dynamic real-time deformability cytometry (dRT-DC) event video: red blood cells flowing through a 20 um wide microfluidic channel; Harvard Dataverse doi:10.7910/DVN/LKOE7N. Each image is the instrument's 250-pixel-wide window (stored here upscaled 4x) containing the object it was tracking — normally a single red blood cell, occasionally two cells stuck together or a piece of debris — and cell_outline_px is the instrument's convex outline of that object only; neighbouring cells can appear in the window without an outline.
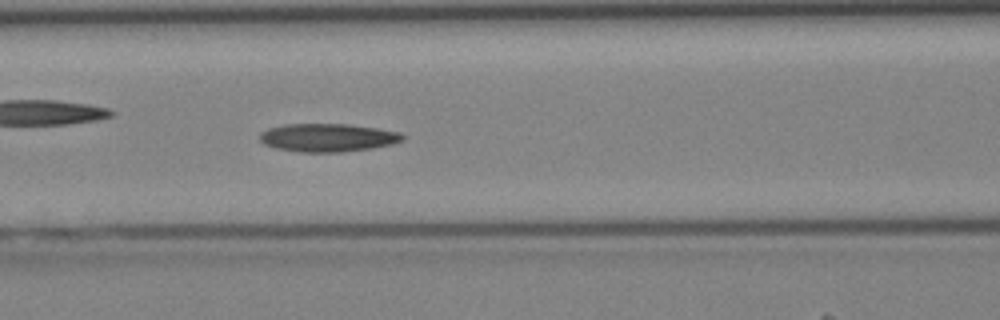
{"species": "Egyptian fruit bat (a non-hibernating species)", "species_latin": "Rousettus aegyptiacus", "temperature_condition": "cold", "stored_images_in_passage": 24, "camera_frame_rate_fps": 3000, "um_per_image_px": 0.085, "animal": {"sex": "female"}, "frame": {"image": 1, "passage_image": 7, "time_ms": 2.0, "image_size_px": [1000, 320], "cell_outline_px": [[404, 140], [392, 144], [372, 148], [340, 152], [300, 152], [276, 148], [264, 144], [260, 140], [260, 132], [268, 128], [284, 124], [348, 124], [376, 128], [400, 132], [404, 136]], "centroid_in_image_um": [27.85, 11.69], "position_along_channel_um": 138.8, "area_um2": 23.47}}
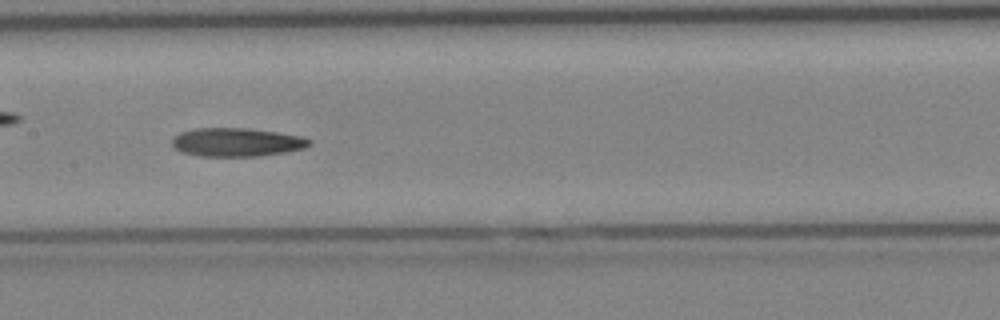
{"frame": {"image": 2, "passage_image": 10, "time_ms": 3.0, "image_size_px": [1000, 320], "cell_outline_px": [[312, 144], [304, 148], [284, 152], [256, 156], [200, 156], [180, 152], [172, 144], [172, 136], [180, 132], [192, 128], [248, 128], [276, 132], [300, 136], [312, 140]], "centroid_in_image_um": [20.08, 12.08], "position_along_channel_um": 187.3, "area_um2": 22.89}}
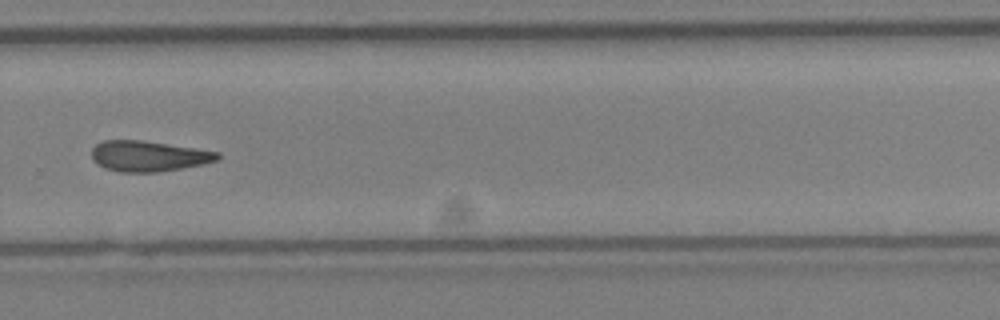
{"frame": {"image": 3, "passage_image": 18, "time_ms": 5.667, "image_size_px": [1000, 320], "cell_outline_px": [[220, 156], [216, 160], [200, 164], [180, 168], [156, 172], [120, 172], [104, 168], [92, 156], [92, 148], [96, 144], [104, 140], [140, 140], [220, 152]], "centroid_in_image_um": [12.6, 13.26], "position_along_channel_um": 317.2, "area_um2": 21.96}}